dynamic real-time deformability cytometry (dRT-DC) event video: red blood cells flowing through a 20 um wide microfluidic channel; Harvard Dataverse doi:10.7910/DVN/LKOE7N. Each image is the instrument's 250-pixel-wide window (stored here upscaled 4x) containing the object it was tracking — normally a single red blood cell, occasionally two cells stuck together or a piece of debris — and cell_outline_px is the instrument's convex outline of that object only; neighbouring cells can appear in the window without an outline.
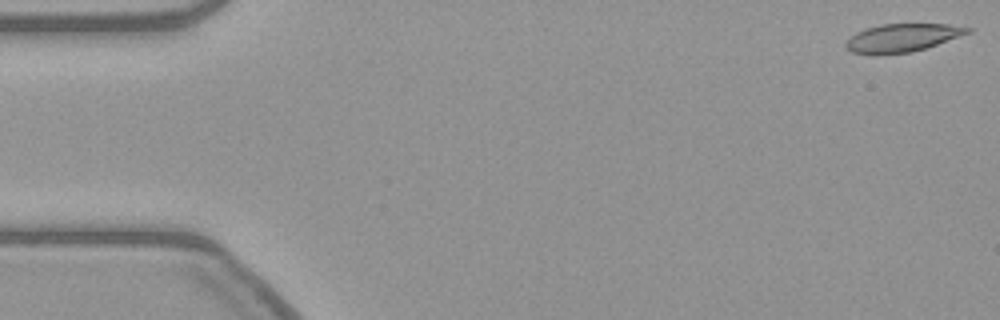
{"species": "common noctule bat (a hibernating species)", "species_latin": "Nyctalus noctula", "temperature_condition": "warm", "stored_images_in_passage": 55, "camera_frame_rate_fps": 3000, "um_per_image_px": 0.085, "animal": {"sex": "female", "body_mass_g": 21.9}, "frame": {"image": 1, "passage_image": 1, "time_ms": 0.0, "image_size_px": [1000, 320], "cell_outline_px": [[976, 28], [972, 32], [912, 52], [872, 56], [852, 52], [844, 48], [844, 44], [856, 32], [880, 24], [948, 24]], "centroid_in_image_um": [76.68, 3.23], "position_along_channel_um": 8.3, "area_um2": 20.17}}
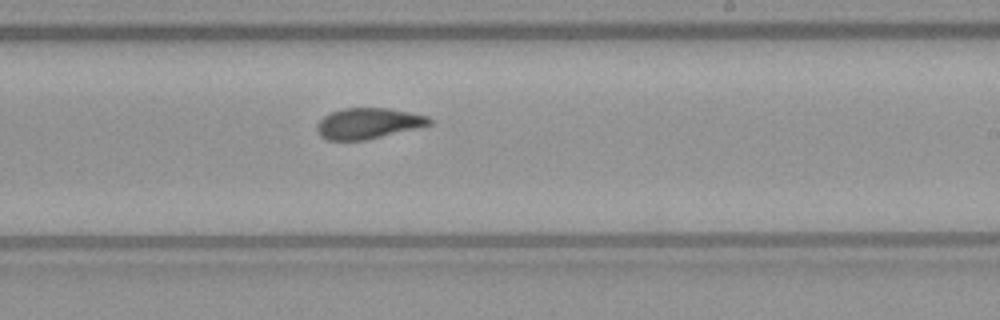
{"frame": {"image": 2, "passage_image": 32, "time_ms": 10.333, "image_size_px": [1000, 320], "cell_outline_px": [[432, 124], [416, 128], [364, 140], [328, 140], [320, 136], [316, 128], [316, 124], [324, 116], [332, 112], [344, 108], [388, 108], [428, 116], [432, 120]], "centroid_in_image_um": [31.27, 10.48], "position_along_channel_um": 257.7, "area_um2": 19.94}}
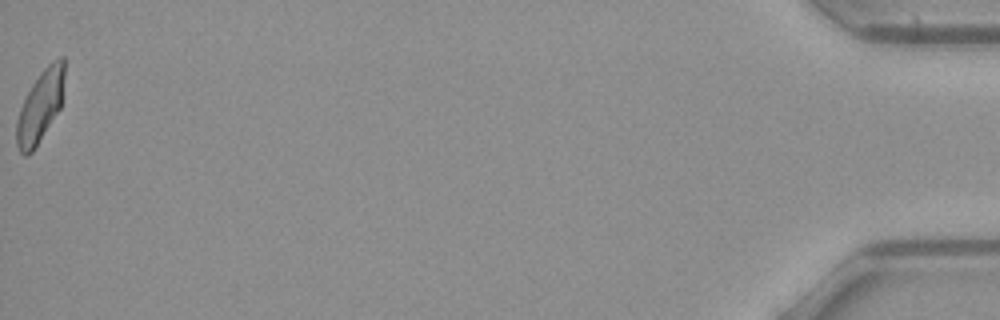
{"frame": {"image": 3, "passage_image": 55, "time_ms": 18.0, "image_size_px": [1000, 320], "cell_outline_px": [[64, 76], [60, 108], [32, 152], [28, 156], [24, 156], [20, 152], [16, 144], [16, 120], [20, 108], [32, 84], [40, 72], [52, 60], [60, 56], [64, 56]], "centroid_in_image_um": [3.4, 9.03], "position_along_channel_um": 431.8, "area_um2": 19.83}}